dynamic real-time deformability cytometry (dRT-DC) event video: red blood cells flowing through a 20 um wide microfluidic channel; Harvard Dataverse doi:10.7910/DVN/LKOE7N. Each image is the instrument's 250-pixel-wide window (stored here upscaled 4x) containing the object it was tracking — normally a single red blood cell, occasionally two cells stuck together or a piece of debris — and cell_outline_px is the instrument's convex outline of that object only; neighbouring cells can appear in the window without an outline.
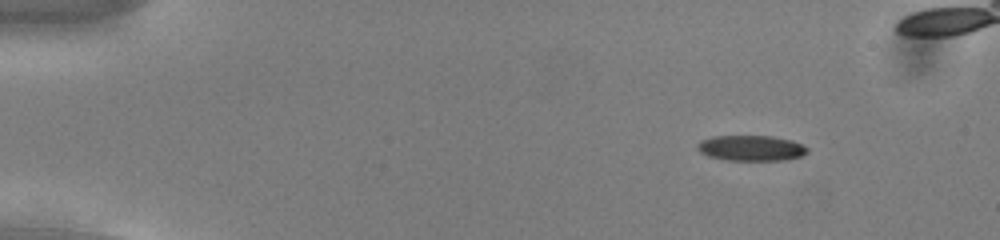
{"species": "common noctule bat (a hibernating species)", "species_latin": "Nyctalus noctula", "temperature_condition": "cold", "stored_images_in_passage": 52, "camera_frame_rate_fps": 3000, "um_per_image_px": 0.085, "animal": {"sex": "male", "body_mass_g": 13.0, "forearm_length_mm": 53.1}, "frame": {"image": 1, "passage_image": 8, "time_ms": 2.333, "image_size_px": [1000, 240], "cell_outline_px": [[808, 152], [800, 156], [784, 160], [728, 160], [708, 156], [700, 152], [696, 148], [696, 144], [700, 140], [712, 136], [772, 136], [792, 140], [808, 148]], "centroid_in_image_um": [63.8, 12.58], "position_along_channel_um": 21.2, "area_um2": 16.36}}
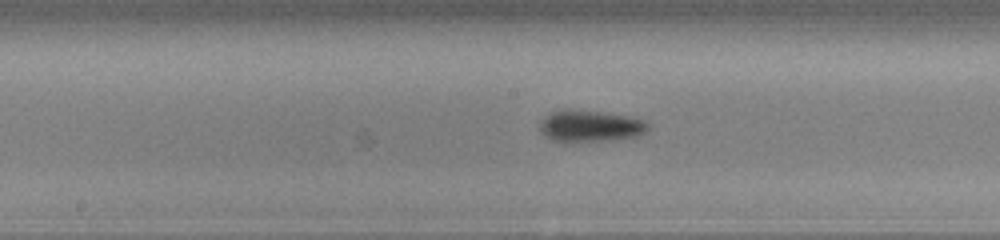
{"frame": {"image": 2, "passage_image": 30, "time_ms": 9.667, "image_size_px": [1000, 240], "cell_outline_px": [[648, 128], [644, 132], [636, 136], [612, 140], [552, 140], [544, 136], [540, 132], [540, 124], [552, 112], [564, 108], [568, 108], [600, 112], [628, 116], [644, 120], [648, 124]], "centroid_in_image_um": [50.17, 10.69], "position_along_channel_um": 198.0, "area_um2": 19.42}}
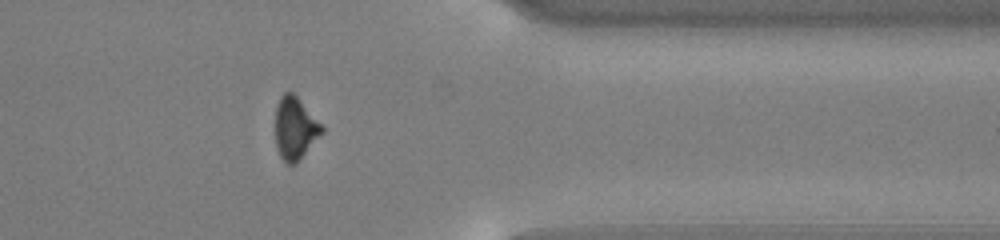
{"frame": {"image": 3, "passage_image": 46, "time_ms": 15.0, "image_size_px": [1000, 240], "cell_outline_px": [[324, 132], [300, 160], [296, 164], [288, 164], [280, 156], [276, 148], [276, 104], [280, 96], [284, 92], [292, 92], [296, 96], [324, 128]], "centroid_in_image_um": [25.07, 10.93], "position_along_channel_um": 386.3, "area_um2": 16.82}}